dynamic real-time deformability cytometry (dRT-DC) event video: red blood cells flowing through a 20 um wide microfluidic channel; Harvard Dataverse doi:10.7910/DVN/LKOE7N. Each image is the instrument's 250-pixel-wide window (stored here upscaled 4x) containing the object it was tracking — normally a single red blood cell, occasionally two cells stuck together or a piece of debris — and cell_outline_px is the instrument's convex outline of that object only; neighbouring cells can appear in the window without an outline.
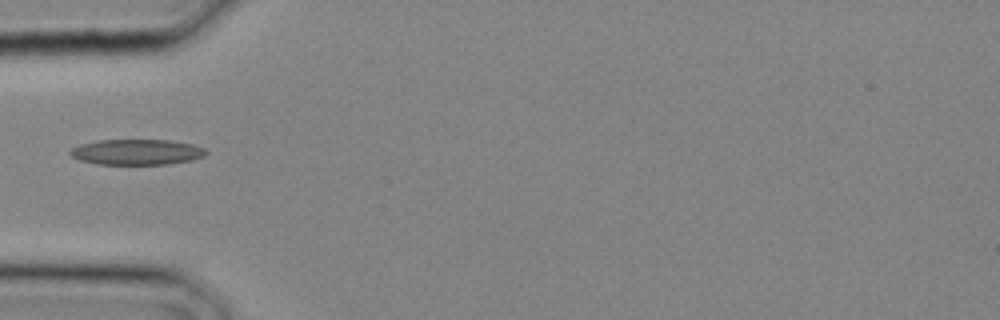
{"species": "common noctule bat (a hibernating species)", "species_latin": "Nyctalus noctula", "temperature_condition": "cold", "stored_images_in_passage": 1, "camera_frame_rate_fps": 3000, "um_per_image_px": 0.085, "animal": {"sex": "male", "body_mass_g": 20.4}, "frame": {"image": 1, "passage_image": 1, "time_ms": 0.0, "image_size_px": [1000, 320], "cell_outline_px": [[208, 152], [204, 156], [192, 160], [168, 164], [96, 164], [80, 160], [72, 156], [68, 152], [72, 148], [80, 144], [100, 140], [168, 140], [192, 144], [204, 148]], "centroid_in_image_um": [11.63, 12.92], "position_along_channel_um": 73.4, "area_um2": 20.17}}